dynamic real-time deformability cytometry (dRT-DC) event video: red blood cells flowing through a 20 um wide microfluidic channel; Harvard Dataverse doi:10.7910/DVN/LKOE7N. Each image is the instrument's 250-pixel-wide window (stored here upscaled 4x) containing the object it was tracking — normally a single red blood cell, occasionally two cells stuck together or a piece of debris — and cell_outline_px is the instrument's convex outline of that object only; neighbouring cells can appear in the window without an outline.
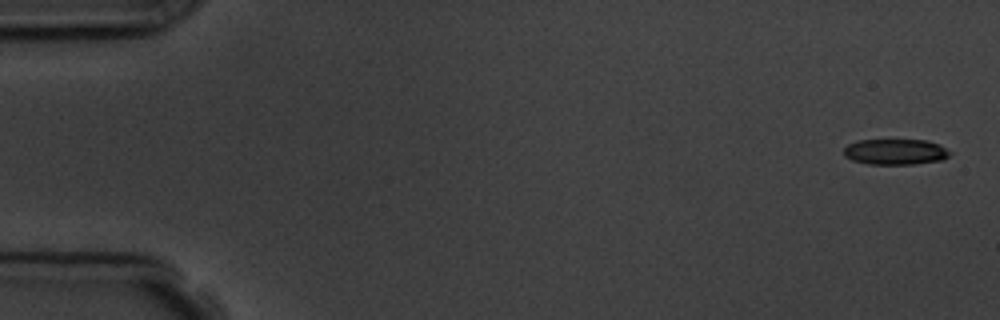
{"species": "common noctule bat (a hibernating species)", "species_latin": "Nyctalus noctula", "temperature_condition": "room temperature", "stored_images_in_passage": 4, "camera_frame_rate_fps": 3000, "um_per_image_px": 0.085, "animal": {"sex": "male", "body_mass_g": 19.5, "forearm_length_mm": 54.6}, "frame": {"image": 1, "passage_image": 1, "time_ms": 0.0, "image_size_px": [1000, 320], "cell_outline_px": [[952, 152], [944, 160], [912, 164], [868, 164], [852, 160], [844, 156], [844, 148], [848, 144], [856, 140], [928, 140], [940, 144]], "centroid_in_image_um": [76.12, 12.9], "position_along_channel_um": 8.9, "area_um2": 16.07}}